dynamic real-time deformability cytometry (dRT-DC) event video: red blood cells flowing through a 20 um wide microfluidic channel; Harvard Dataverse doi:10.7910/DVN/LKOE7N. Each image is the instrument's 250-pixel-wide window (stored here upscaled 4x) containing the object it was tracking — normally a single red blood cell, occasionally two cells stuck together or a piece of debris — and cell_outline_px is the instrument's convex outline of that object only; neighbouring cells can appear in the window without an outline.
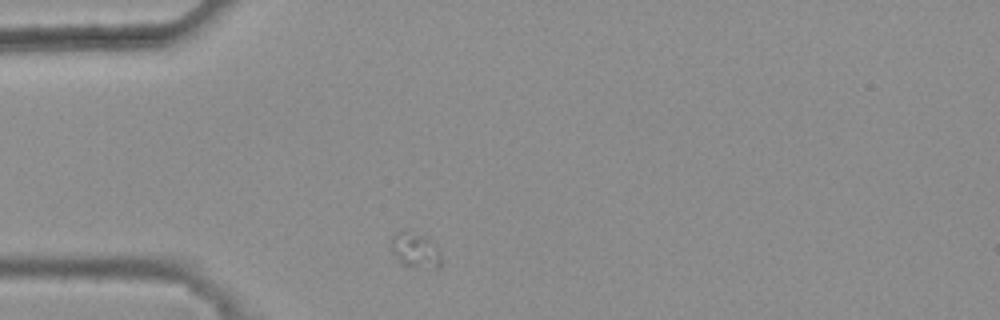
{"species": "common noctule bat (a hibernating species)", "species_latin": "Nyctalus noctula", "temperature_condition": "warm", "stored_images_in_passage": 3, "camera_frame_rate_fps": 3000, "um_per_image_px": 0.085, "animal": {"sex": "female", "body_mass_g": 25.1}, "frame": {"image": 1, "passage_image": 2, "time_ms": 0.333, "image_size_px": [1000, 320], "cell_outline_px": [[440, 264], [436, 268], [396, 264], [388, 248], [392, 236], [396, 232], [404, 232], [424, 236], [436, 244], [440, 256]], "centroid_in_image_um": [35.19, 21.29], "position_along_channel_um": 49.8, "area_um2": 10.35}}